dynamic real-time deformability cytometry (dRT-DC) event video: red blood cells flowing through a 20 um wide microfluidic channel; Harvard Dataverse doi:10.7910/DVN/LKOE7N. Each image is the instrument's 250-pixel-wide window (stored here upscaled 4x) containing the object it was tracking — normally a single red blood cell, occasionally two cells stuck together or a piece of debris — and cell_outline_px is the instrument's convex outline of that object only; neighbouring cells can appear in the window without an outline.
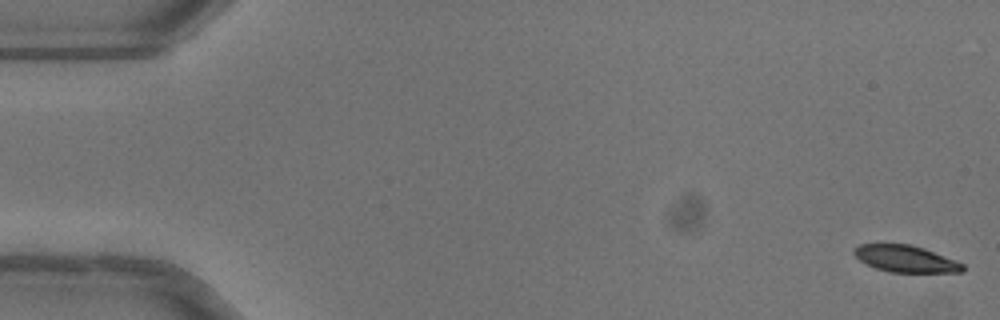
{"species": "common noctule bat (a hibernating species)", "species_latin": "Nyctalus noctula", "temperature_condition": "warm", "stored_images_in_passage": 52, "camera_frame_rate_fps": 3000, "um_per_image_px": 0.085, "animal": {"sex": "female"}, "frame": {"image": 1, "passage_image": 1, "time_ms": 0.0, "image_size_px": [1000, 320], "cell_outline_px": [[964, 272], [888, 272], [876, 268], [860, 260], [852, 252], [860, 244], [908, 244], [924, 248], [964, 264]], "centroid_in_image_um": [76.98, 22.0], "position_along_channel_um": 8.0, "area_um2": 16.7}}
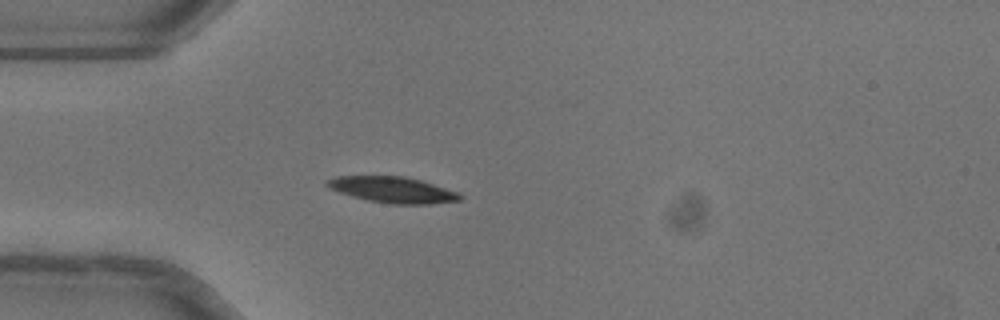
{"frame": {"image": 2, "passage_image": 15, "time_ms": 4.667, "image_size_px": [1000, 320], "cell_outline_px": [[464, 196], [460, 200], [432, 204], [392, 204], [368, 200], [352, 196], [328, 188], [324, 184], [328, 180], [336, 176], [404, 176], [420, 180], [460, 192]], "centroid_in_image_um": [33.41, 16.13], "position_along_channel_um": 51.6, "area_um2": 20.17}}
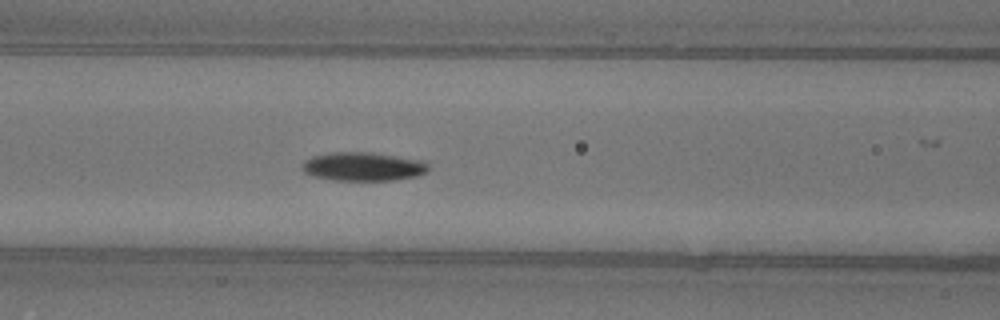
{"frame": {"image": 3, "passage_image": 22, "time_ms": 7.0, "image_size_px": [1000, 320], "cell_outline_px": [[428, 172], [416, 176], [392, 180], [332, 180], [312, 176], [304, 172], [300, 168], [300, 164], [304, 160], [312, 156], [332, 152], [372, 152], [420, 160], [428, 164]], "centroid_in_image_um": [30.8, 14.15], "position_along_channel_um": 135.8, "area_um2": 21.21}, "authors_computed_cell_mechanics": {"area_um2": 19.9121, "velocity_mm_per_s": 4.0225, "shape_relaxation_time_tau1_ms": 2.9443, "shape_relaxation_time_tau2_ms": 6.2139, "deformation_change_tau1": 0.1432, "deformation_change_tau2": 0.0996}}